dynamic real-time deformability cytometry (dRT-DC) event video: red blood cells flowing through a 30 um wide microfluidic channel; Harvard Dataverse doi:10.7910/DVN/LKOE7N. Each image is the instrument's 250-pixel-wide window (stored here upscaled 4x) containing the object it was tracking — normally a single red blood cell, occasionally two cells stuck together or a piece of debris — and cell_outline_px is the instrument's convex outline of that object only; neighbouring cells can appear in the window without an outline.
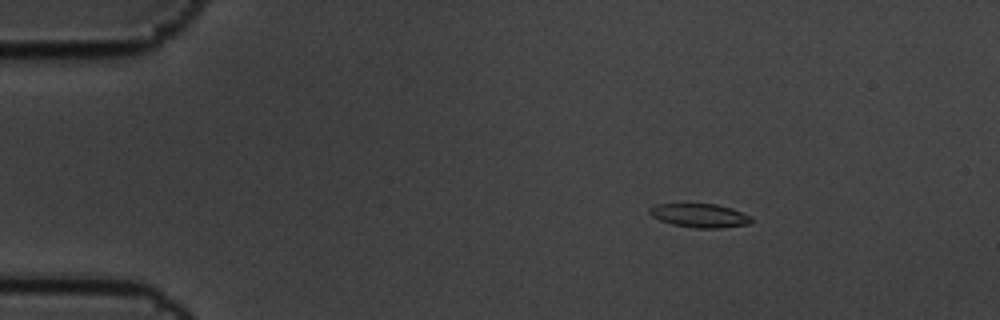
{"species": "common noctule bat (a hibernating species)", "species_latin": "Nyctalus noctula", "temperature_condition": "cold", "stored_images_in_passage": 4, "camera_frame_rate_fps": 3000, "um_per_image_px": 0.085, "animal": {"sex": "male", "body_mass_g": 19.5, "forearm_length_mm": 54.6}, "frame": {"image": 1, "passage_image": 2, "time_ms": 0.333, "image_size_px": [1000, 320], "cell_outline_px": [[752, 224], [720, 228], [696, 228], [672, 224], [660, 220], [652, 216], [648, 212], [648, 208], [656, 204], [716, 204], [732, 208], [752, 216]], "centroid_in_image_um": [59.5, 18.32], "position_along_channel_um": 25.5, "area_um2": 14.22}}